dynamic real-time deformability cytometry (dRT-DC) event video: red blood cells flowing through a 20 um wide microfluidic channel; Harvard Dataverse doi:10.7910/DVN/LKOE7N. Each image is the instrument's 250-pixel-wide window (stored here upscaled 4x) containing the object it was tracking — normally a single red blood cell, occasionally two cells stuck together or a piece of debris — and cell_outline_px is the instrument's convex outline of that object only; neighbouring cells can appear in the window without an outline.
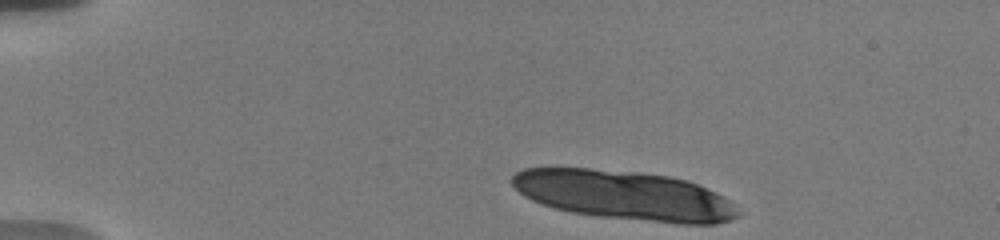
{"species": "human", "species_latin": "Homo sapiens", "temperature_condition": "warm", "stored_images_in_passage": 10, "camera_frame_rate_fps": 3000, "um_per_image_px": 0.085, "donor": {"sex": "male"}, "frame": {"image": 1, "passage_image": 1, "time_ms": 0.0, "image_size_px": [1000, 240], "cell_outline_px": [[740, 216], [716, 224], [680, 224], [600, 216], [572, 212], [556, 208], [532, 200], [524, 196], [512, 184], [512, 176], [516, 172], [524, 168], [592, 168], [640, 172], [668, 176], [684, 180], [696, 184], [716, 192], [724, 196], [740, 212]], "centroid_in_image_um": [53.09, 16.59], "position_along_channel_um": 31.9, "area_um2": 64.56}}